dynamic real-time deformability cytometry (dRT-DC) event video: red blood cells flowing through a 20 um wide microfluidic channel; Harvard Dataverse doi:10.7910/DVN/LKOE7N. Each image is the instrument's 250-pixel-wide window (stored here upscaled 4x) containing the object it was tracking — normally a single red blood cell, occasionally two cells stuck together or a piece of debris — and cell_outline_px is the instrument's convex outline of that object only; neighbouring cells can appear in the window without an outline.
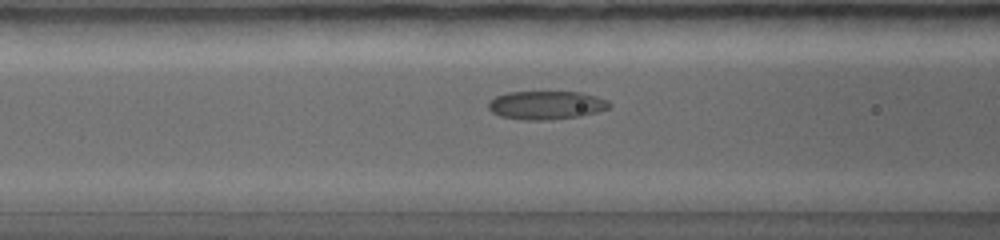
{"species": "common noctule bat (a hibernating species)", "species_latin": "Nyctalus noctula", "temperature_condition": "warm", "stored_images_in_passage": 40, "camera_frame_rate_fps": 5000, "um_per_image_px": 0.085, "animal": {"sex": "female", "body_mass_g": 19.0, "forearm_length_mm": 56.7}, "frame": {"image": 1, "passage_image": 6, "time_ms": 1.0, "image_size_px": [1000, 240], "cell_outline_px": [[612, 104], [608, 108], [596, 112], [580, 116], [552, 120], [524, 120], [500, 116], [492, 112], [488, 108], [488, 100], [496, 96], [508, 92], [580, 92], [596, 96], [608, 100]], "centroid_in_image_um": [46.42, 8.94], "position_along_channel_um": 120.2, "area_um2": 20.17}}
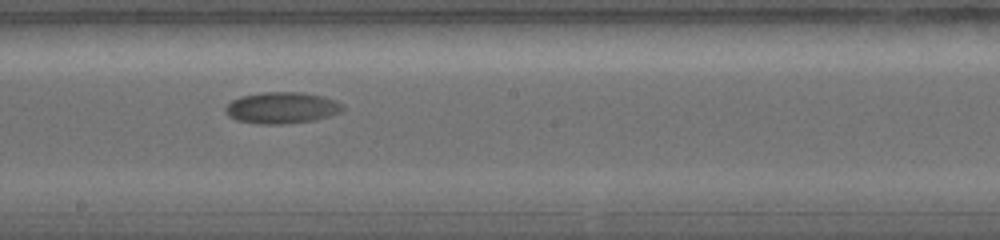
{"frame": {"image": 2, "passage_image": 14, "time_ms": 2.6, "image_size_px": [1000, 240], "cell_outline_px": [[344, 108], [340, 112], [316, 120], [280, 124], [260, 124], [236, 120], [228, 116], [224, 112], [224, 108], [232, 100], [240, 96], [264, 92], [300, 92], [324, 96], [336, 100], [344, 104]], "centroid_in_image_um": [23.95, 9.16], "position_along_channel_um": 224.2, "area_um2": 21.62}}
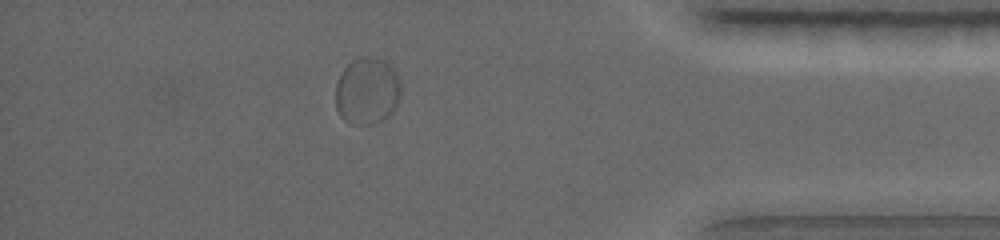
{"frame": {"image": 3, "passage_image": 30, "time_ms": 5.8, "image_size_px": [1000, 240], "cell_outline_px": [[400, 100], [396, 108], [384, 120], [376, 124], [352, 124], [344, 120], [340, 116], [336, 108], [336, 84], [344, 68], [352, 60], [360, 56], [376, 56], [384, 60], [396, 72], [400, 80]], "centroid_in_image_um": [31.23, 7.73], "position_along_channel_um": 404.0, "area_um2": 25.95}}